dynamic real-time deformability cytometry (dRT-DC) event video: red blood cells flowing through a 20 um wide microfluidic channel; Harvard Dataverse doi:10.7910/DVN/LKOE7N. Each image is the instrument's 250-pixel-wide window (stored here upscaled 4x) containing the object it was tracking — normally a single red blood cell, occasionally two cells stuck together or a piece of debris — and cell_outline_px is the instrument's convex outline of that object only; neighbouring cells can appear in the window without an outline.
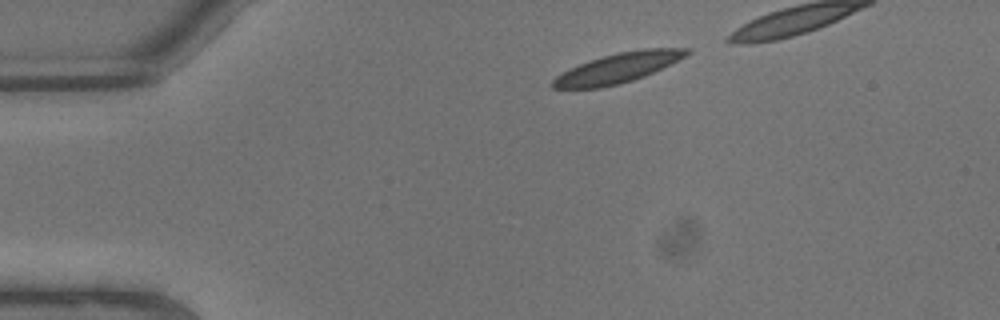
{"species": "common noctule bat (a hibernating species)", "species_latin": "Nyctalus noctula", "temperature_condition": "warm", "stored_images_in_passage": 7, "segment_of_instrument_passage": [1, 2], "camera_frame_rate_fps": 3000, "um_per_image_px": 0.085, "animal": {"sex": "male", "body_mass_g": 13.3}, "frame": {"image": 1, "passage_image": 1, "time_ms": 0.0, "image_size_px": [1000, 320], "cell_outline_px": [[692, 52], [644, 76], [620, 84], [600, 88], [552, 88], [548, 84], [556, 76], [580, 64], [616, 52], [644, 48], [692, 48]], "centroid_in_image_um": [52.5, 5.78], "position_along_channel_um": 32.5, "area_um2": 22.89}}
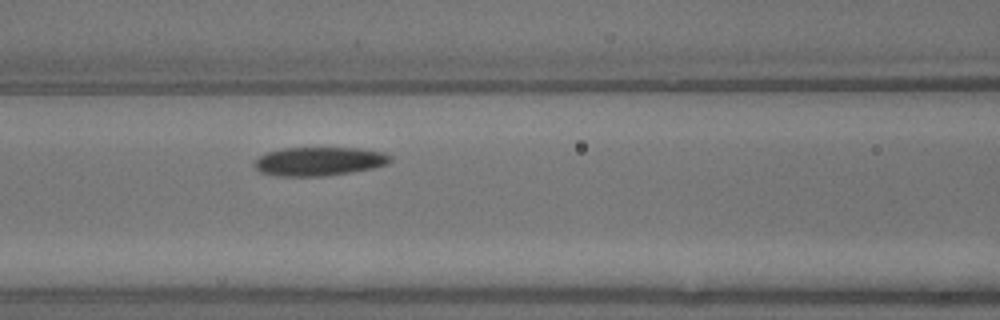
{"frame": {"image": 2, "passage_image": 6, "time_ms": 1.667, "image_size_px": [1000, 320], "cell_outline_px": [[392, 160], [388, 164], [372, 168], [352, 172], [324, 176], [276, 176], [260, 172], [252, 164], [260, 156], [268, 152], [284, 148], [360, 148], [384, 152], [392, 156]], "centroid_in_image_um": [27.15, 13.71], "position_along_channel_um": 139.5, "area_um2": 22.83}}